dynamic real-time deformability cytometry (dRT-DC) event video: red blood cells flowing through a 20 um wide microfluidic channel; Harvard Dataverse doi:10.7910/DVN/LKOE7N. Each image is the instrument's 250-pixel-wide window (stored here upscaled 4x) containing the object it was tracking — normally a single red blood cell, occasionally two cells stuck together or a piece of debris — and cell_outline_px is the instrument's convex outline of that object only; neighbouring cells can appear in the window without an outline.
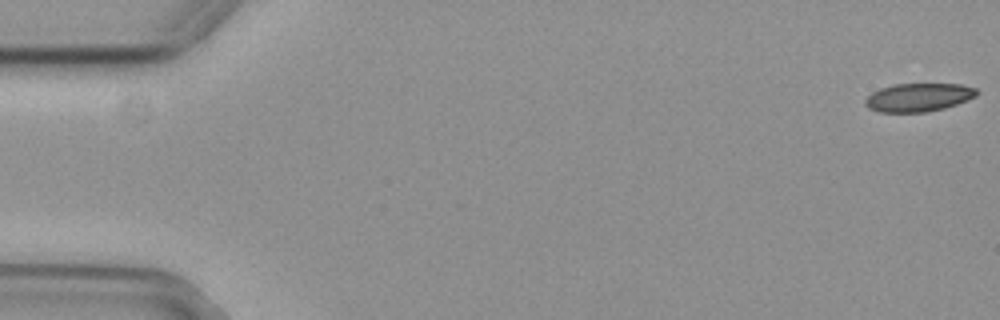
{"species": "common noctule bat (a hibernating species)", "species_latin": "Nyctalus noctula", "temperature_condition": "cold", "stored_images_in_passage": 20, "camera_frame_rate_fps": 3000, "um_per_image_px": 0.085, "animal": {"sex": "female", "body_mass_g": 29.2, "forearm_length_mm": 56.3}, "frame": {"image": 1, "passage_image": 1, "time_ms": 0.0, "image_size_px": [1000, 320], "cell_outline_px": [[980, 92], [976, 96], [956, 104], [944, 108], [924, 112], [880, 112], [868, 108], [864, 104], [864, 100], [872, 92], [880, 88], [892, 84], [960, 84], [976, 88]], "centroid_in_image_um": [78.05, 8.27], "position_along_channel_um": 6.9, "area_um2": 18.44}}
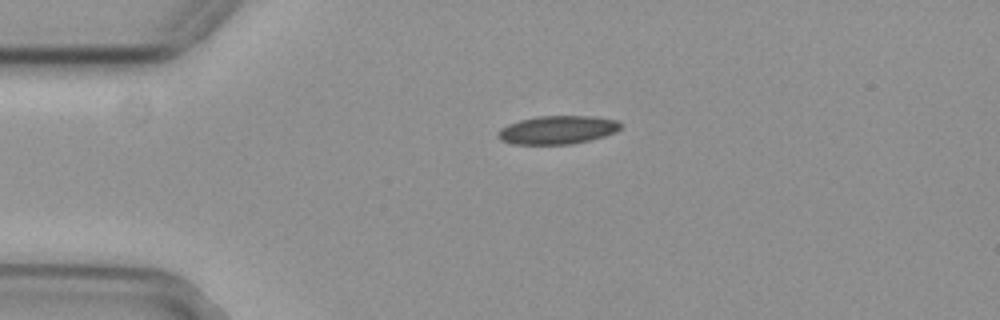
{"frame": {"image": 2, "passage_image": 13, "time_ms": 4.0, "image_size_px": [1000, 320], "cell_outline_px": [[620, 128], [616, 132], [604, 136], [572, 144], [512, 144], [500, 140], [496, 136], [496, 132], [500, 128], [508, 124], [520, 120], [536, 116], [596, 116], [616, 120], [620, 124]], "centroid_in_image_um": [47.34, 11.04], "position_along_channel_um": 37.7, "area_um2": 20.35}}
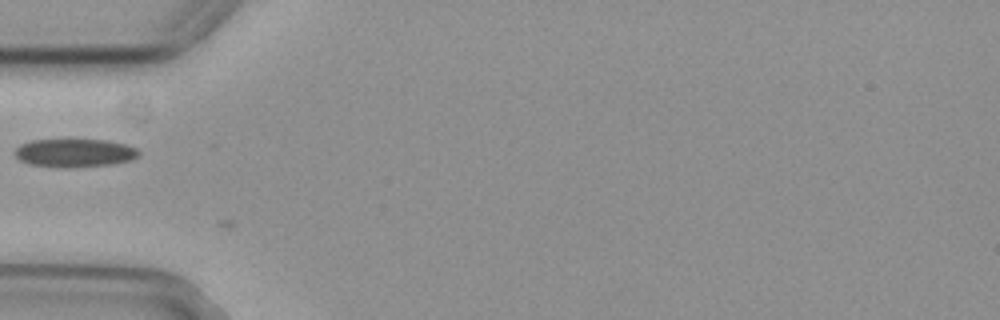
{"frame": {"image": 3, "passage_image": 19, "time_ms": 6.0, "image_size_px": [1000, 320], "cell_outline_px": [[140, 156], [132, 160], [112, 164], [68, 168], [64, 168], [32, 164], [20, 160], [12, 152], [20, 144], [32, 140], [108, 140], [124, 144], [136, 148], [140, 152]], "centroid_in_image_um": [6.36, 13.0], "position_along_channel_um": 78.6, "area_um2": 20.46}}